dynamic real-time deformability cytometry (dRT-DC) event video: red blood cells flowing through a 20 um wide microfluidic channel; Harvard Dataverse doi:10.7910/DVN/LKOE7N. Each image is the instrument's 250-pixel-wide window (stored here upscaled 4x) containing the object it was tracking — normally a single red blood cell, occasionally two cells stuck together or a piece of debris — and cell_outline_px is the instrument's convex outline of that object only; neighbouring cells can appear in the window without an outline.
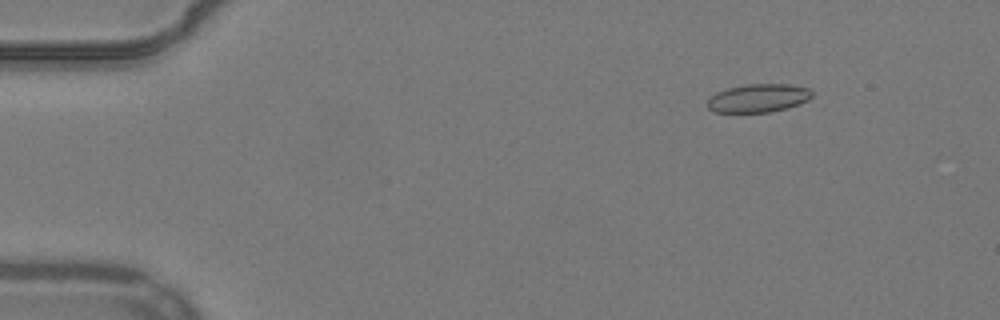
{"species": "common noctule bat (a hibernating species)", "species_latin": "Nyctalus noctula", "temperature_condition": "warm", "stored_images_in_passage": 55, "camera_frame_rate_fps": 3000, "um_per_image_px": 0.085, "animal": {"sex": "male", "body_mass_g": 19.2, "forearm_length_mm": 51.8}, "frame": {"image": 1, "passage_image": 8, "time_ms": 2.333, "image_size_px": [1000, 320], "cell_outline_px": [[812, 96], [808, 100], [788, 108], [768, 112], [716, 112], [708, 108], [708, 100], [716, 92], [728, 88], [748, 84], [788, 84], [808, 88], [812, 92]], "centroid_in_image_um": [64.47, 8.34], "position_along_channel_um": 20.5, "area_um2": 17.11}}
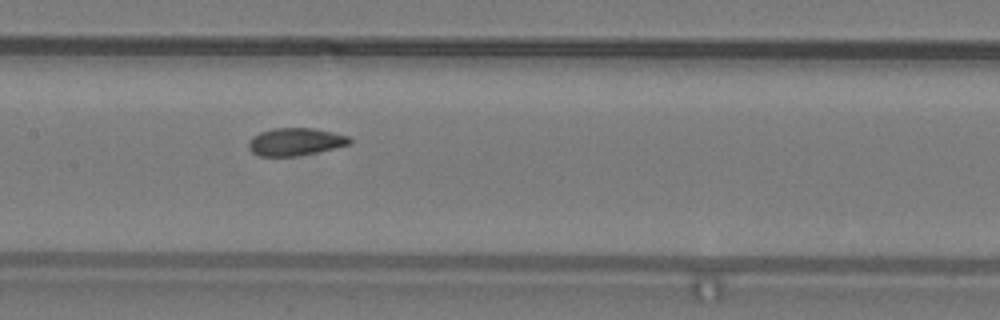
{"frame": {"image": 2, "passage_image": 28, "time_ms": 9.0, "image_size_px": [1000, 320], "cell_outline_px": [[352, 144], [336, 148], [296, 156], [260, 156], [252, 152], [248, 148], [248, 140], [252, 136], [260, 132], [272, 128], [316, 128], [348, 136], [352, 140]], "centroid_in_image_um": [25.1, 12.04], "position_along_channel_um": 182.3, "area_um2": 16.42}}
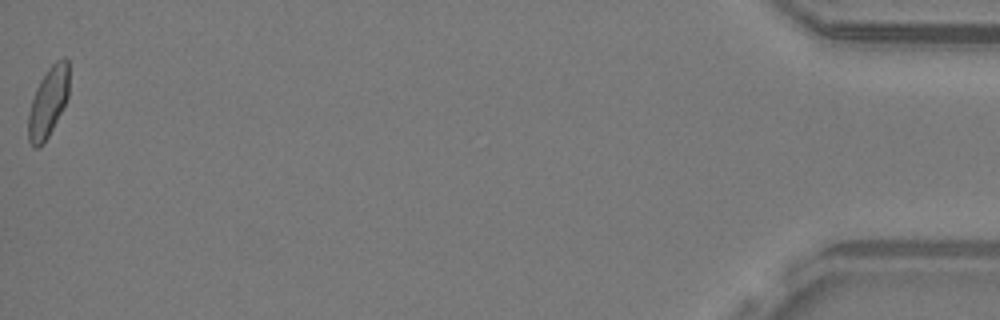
{"frame": {"image": 3, "passage_image": 55, "time_ms": 18.0, "image_size_px": [1000, 320], "cell_outline_px": [[68, 96], [44, 144], [36, 148], [32, 148], [28, 140], [28, 112], [36, 88], [40, 80], [48, 68], [56, 60], [64, 56], [68, 60]], "centroid_in_image_um": [4.07, 8.68], "position_along_channel_um": 431.1, "area_um2": 16.47}, "authors_computed_cell_mechanics": {"area_um2": 16.762, "velocity_mm_per_s": 3.8766, "shape_relaxation_time_tau1_ms": 9.8072, "shape_relaxation_time_tau2_ms": 1.6437, "deformation_change_tau1": 0.1648, "deformation_change_tau2": 0.0575}}